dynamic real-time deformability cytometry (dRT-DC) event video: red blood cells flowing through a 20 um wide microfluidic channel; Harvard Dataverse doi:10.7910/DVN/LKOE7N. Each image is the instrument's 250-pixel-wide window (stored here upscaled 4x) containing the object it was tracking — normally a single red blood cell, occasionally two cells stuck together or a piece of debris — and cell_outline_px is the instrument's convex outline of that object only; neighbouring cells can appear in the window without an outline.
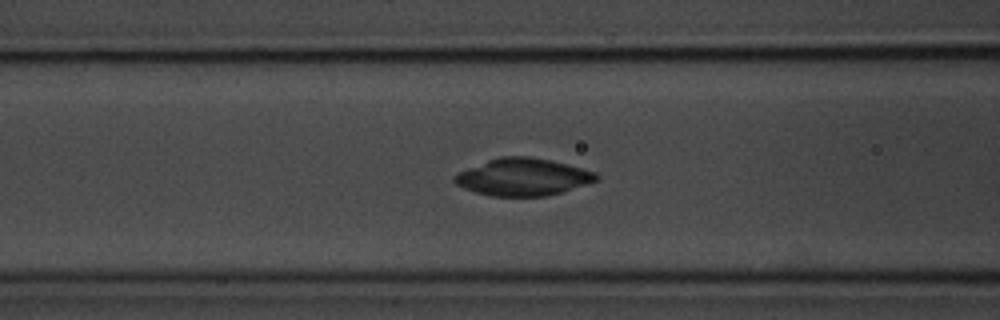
{"species": "common noctule bat (a hibernating species)", "species_latin": "Nyctalus noctula", "temperature_condition": "room temperature", "stored_images_in_passage": 40, "camera_frame_rate_fps": 3000, "um_per_image_px": 0.085, "animal": {"sex": "male", "body_mass_g": 20.1, "forearm_length_mm": 53.5}, "frame": {"image": 1, "passage_image": 7, "time_ms": 2.0, "image_size_px": [1000, 320], "cell_outline_px": [[600, 180], [548, 196], [488, 196], [464, 188], [456, 184], [452, 180], [460, 172], [468, 168], [488, 160], [500, 156], [528, 156], [548, 160], [596, 172], [600, 176]], "centroid_in_image_um": [44.46, 15.06], "position_along_channel_um": 122.1, "area_um2": 30.52}}
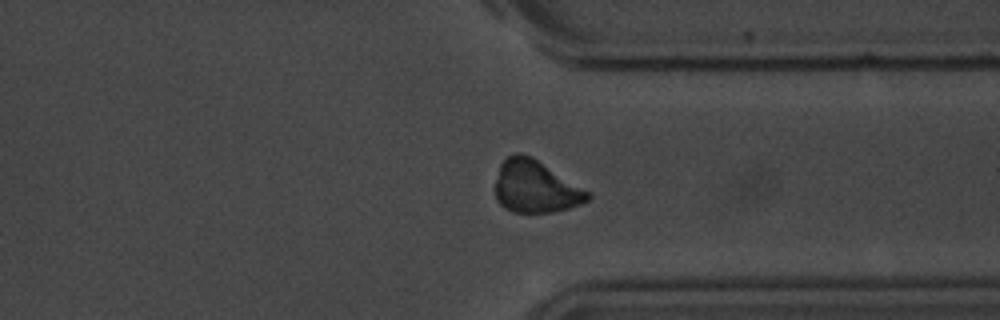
{"frame": {"image": 2, "passage_image": 27, "time_ms": 8.667, "image_size_px": [1000, 320], "cell_outline_px": [[592, 196], [588, 200], [580, 204], [568, 208], [552, 212], [512, 212], [504, 208], [496, 200], [496, 180], [500, 164], [508, 156], [516, 152], [520, 152], [532, 156], [592, 192]], "centroid_in_image_um": [45.54, 15.86], "position_along_channel_um": 365.9, "area_um2": 28.44}}
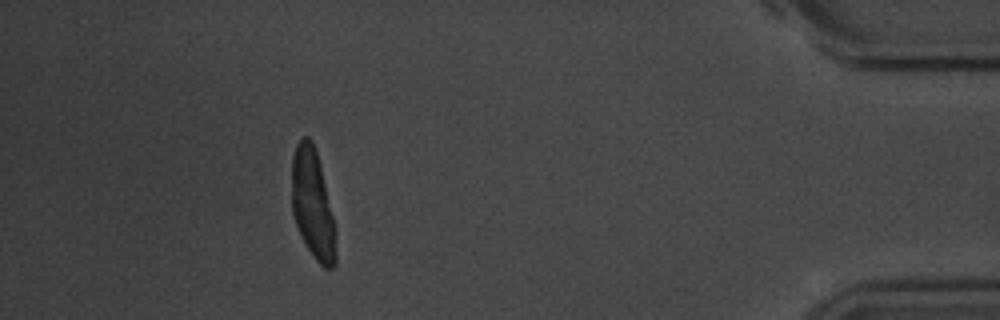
{"frame": {"image": 3, "passage_image": 35, "time_ms": 11.333, "image_size_px": [1000, 320], "cell_outline_px": [[336, 264], [332, 268], [324, 268], [316, 260], [308, 248], [296, 224], [292, 212], [292, 156], [296, 144], [304, 136], [308, 136], [312, 140], [320, 164], [332, 216], [336, 252]], "centroid_in_image_um": [26.55, 17.33], "position_along_channel_um": 408.6, "area_um2": 27.51}, "authors_computed_cell_mechanics": {"area_um2": 29.1312, "velocity_mm_per_s": 3.6643, "shape_relaxation_time_tau1_ms": 5.8711, "shape_relaxation_time_tau2_ms": null, "deformation_change_tau1": 0.2216, "deformation_change_tau2": null}}